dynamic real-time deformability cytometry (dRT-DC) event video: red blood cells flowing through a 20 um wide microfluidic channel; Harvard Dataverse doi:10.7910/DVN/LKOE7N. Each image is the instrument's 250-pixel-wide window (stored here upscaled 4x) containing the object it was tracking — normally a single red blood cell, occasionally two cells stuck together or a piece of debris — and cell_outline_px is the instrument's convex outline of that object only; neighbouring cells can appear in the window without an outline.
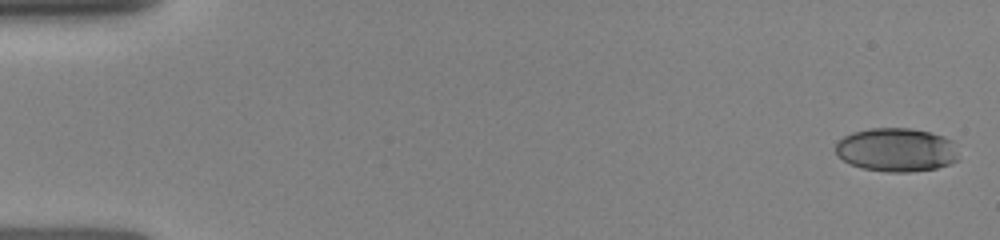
{"species": "human", "species_latin": "Homo sapiens", "temperature_condition": "room temperature", "stored_images_in_passage": 16, "camera_frame_rate_fps": 3000, "um_per_image_px": 0.085, "donor": {"sex": "female"}, "frame": {"image": 1, "passage_image": 1, "time_ms": 0.0, "image_size_px": [1000, 240], "cell_outline_px": [[960, 160], [936, 168], [912, 172], [884, 172], [864, 168], [852, 164], [844, 160], [836, 152], [836, 144], [844, 136], [852, 132], [872, 128], [912, 128], [932, 132], [944, 136], [952, 140]], "centroid_in_image_um": [76.24, 12.73], "position_along_channel_um": 8.8, "area_um2": 31.39}}
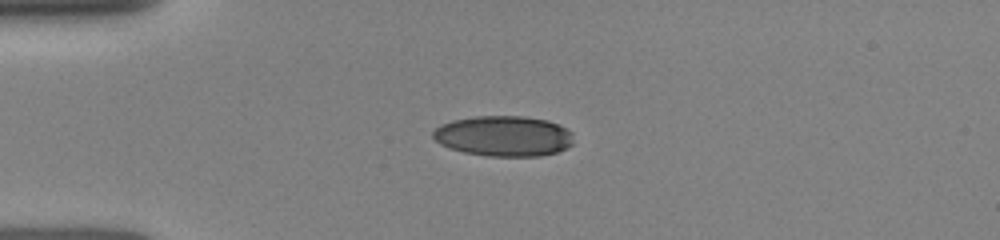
{"frame": {"image": 2, "passage_image": 11, "time_ms": 3.667, "image_size_px": [1000, 240], "cell_outline_px": [[572, 144], [568, 148], [556, 152], [540, 156], [488, 156], [464, 152], [448, 148], [440, 144], [432, 136], [432, 132], [440, 124], [452, 120], [476, 116], [524, 116], [548, 120], [560, 124], [568, 128], [572, 132]], "centroid_in_image_um": [42.83, 11.56], "position_along_channel_um": 42.2, "area_um2": 33.47}}